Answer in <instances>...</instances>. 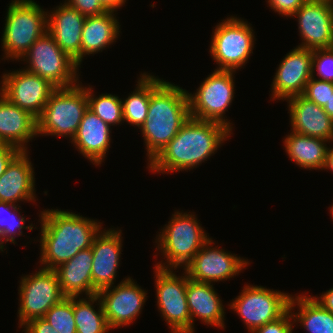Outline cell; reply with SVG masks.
Returning <instances> with one entry per match:
<instances>
[{"label":"cell","mask_w":333,"mask_h":333,"mask_svg":"<svg viewBox=\"0 0 333 333\" xmlns=\"http://www.w3.org/2000/svg\"><path fill=\"white\" fill-rule=\"evenodd\" d=\"M231 134L233 133L220 123L190 116L176 136L146 168L155 174L197 168V165L215 154Z\"/></svg>","instance_id":"1"},{"label":"cell","mask_w":333,"mask_h":333,"mask_svg":"<svg viewBox=\"0 0 333 333\" xmlns=\"http://www.w3.org/2000/svg\"><path fill=\"white\" fill-rule=\"evenodd\" d=\"M41 223L40 264L54 270L79 251L92 247L102 223L74 212L45 209L39 214Z\"/></svg>","instance_id":"2"},{"label":"cell","mask_w":333,"mask_h":333,"mask_svg":"<svg viewBox=\"0 0 333 333\" xmlns=\"http://www.w3.org/2000/svg\"><path fill=\"white\" fill-rule=\"evenodd\" d=\"M188 91L150 74V103L140 127L149 164L190 118Z\"/></svg>","instance_id":"3"},{"label":"cell","mask_w":333,"mask_h":333,"mask_svg":"<svg viewBox=\"0 0 333 333\" xmlns=\"http://www.w3.org/2000/svg\"><path fill=\"white\" fill-rule=\"evenodd\" d=\"M209 239L196 215L175 211L156 237V251L162 253L166 262L161 260L155 266L174 270L182 267L184 270Z\"/></svg>","instance_id":"4"},{"label":"cell","mask_w":333,"mask_h":333,"mask_svg":"<svg viewBox=\"0 0 333 333\" xmlns=\"http://www.w3.org/2000/svg\"><path fill=\"white\" fill-rule=\"evenodd\" d=\"M1 39L4 58L19 60L47 32V12L34 0H12Z\"/></svg>","instance_id":"5"},{"label":"cell","mask_w":333,"mask_h":333,"mask_svg":"<svg viewBox=\"0 0 333 333\" xmlns=\"http://www.w3.org/2000/svg\"><path fill=\"white\" fill-rule=\"evenodd\" d=\"M87 109V87L78 83L68 88H56L37 118L38 137L64 136L72 140Z\"/></svg>","instance_id":"6"},{"label":"cell","mask_w":333,"mask_h":333,"mask_svg":"<svg viewBox=\"0 0 333 333\" xmlns=\"http://www.w3.org/2000/svg\"><path fill=\"white\" fill-rule=\"evenodd\" d=\"M23 59V60H22ZM28 64L26 71L39 75L55 88H68L79 83V66L46 32L21 57Z\"/></svg>","instance_id":"7"},{"label":"cell","mask_w":333,"mask_h":333,"mask_svg":"<svg viewBox=\"0 0 333 333\" xmlns=\"http://www.w3.org/2000/svg\"><path fill=\"white\" fill-rule=\"evenodd\" d=\"M221 21L214 27L209 52L218 64L217 70L236 71L243 68L253 53L254 30L239 17L231 16Z\"/></svg>","instance_id":"8"},{"label":"cell","mask_w":333,"mask_h":333,"mask_svg":"<svg viewBox=\"0 0 333 333\" xmlns=\"http://www.w3.org/2000/svg\"><path fill=\"white\" fill-rule=\"evenodd\" d=\"M231 70H217L201 82L195 93L188 94L190 116L224 125L232 132V123L225 119L234 100V73Z\"/></svg>","instance_id":"9"},{"label":"cell","mask_w":333,"mask_h":333,"mask_svg":"<svg viewBox=\"0 0 333 333\" xmlns=\"http://www.w3.org/2000/svg\"><path fill=\"white\" fill-rule=\"evenodd\" d=\"M291 296L260 285L247 284L228 305L240 316L250 333L282 317L289 310Z\"/></svg>","instance_id":"10"},{"label":"cell","mask_w":333,"mask_h":333,"mask_svg":"<svg viewBox=\"0 0 333 333\" xmlns=\"http://www.w3.org/2000/svg\"><path fill=\"white\" fill-rule=\"evenodd\" d=\"M154 268L155 295L161 317L167 322L171 333H191V316L186 297L189 279L187 272L184 270L182 276H177L174 269Z\"/></svg>","instance_id":"11"},{"label":"cell","mask_w":333,"mask_h":333,"mask_svg":"<svg viewBox=\"0 0 333 333\" xmlns=\"http://www.w3.org/2000/svg\"><path fill=\"white\" fill-rule=\"evenodd\" d=\"M37 271L22 276L19 283V328L32 319L44 317L65 297L54 270L39 268Z\"/></svg>","instance_id":"12"},{"label":"cell","mask_w":333,"mask_h":333,"mask_svg":"<svg viewBox=\"0 0 333 333\" xmlns=\"http://www.w3.org/2000/svg\"><path fill=\"white\" fill-rule=\"evenodd\" d=\"M0 93L20 109L38 118L56 89L47 80L25 69L6 72L1 77Z\"/></svg>","instance_id":"13"},{"label":"cell","mask_w":333,"mask_h":333,"mask_svg":"<svg viewBox=\"0 0 333 333\" xmlns=\"http://www.w3.org/2000/svg\"><path fill=\"white\" fill-rule=\"evenodd\" d=\"M105 318L112 329L130 325L141 314L147 300V291L131 277L123 279L117 286H110L97 292Z\"/></svg>","instance_id":"14"},{"label":"cell","mask_w":333,"mask_h":333,"mask_svg":"<svg viewBox=\"0 0 333 333\" xmlns=\"http://www.w3.org/2000/svg\"><path fill=\"white\" fill-rule=\"evenodd\" d=\"M214 243L211 237L185 267L190 279L204 283L225 281L239 275L249 265L248 260L219 246L213 247Z\"/></svg>","instance_id":"15"},{"label":"cell","mask_w":333,"mask_h":333,"mask_svg":"<svg viewBox=\"0 0 333 333\" xmlns=\"http://www.w3.org/2000/svg\"><path fill=\"white\" fill-rule=\"evenodd\" d=\"M291 17L298 19L303 41L297 47L310 50L333 47L332 1L307 0Z\"/></svg>","instance_id":"16"},{"label":"cell","mask_w":333,"mask_h":333,"mask_svg":"<svg viewBox=\"0 0 333 333\" xmlns=\"http://www.w3.org/2000/svg\"><path fill=\"white\" fill-rule=\"evenodd\" d=\"M313 50L295 47L280 62L271 84V98L287 100L302 95L312 77Z\"/></svg>","instance_id":"17"},{"label":"cell","mask_w":333,"mask_h":333,"mask_svg":"<svg viewBox=\"0 0 333 333\" xmlns=\"http://www.w3.org/2000/svg\"><path fill=\"white\" fill-rule=\"evenodd\" d=\"M122 230L101 229L92 243V295L114 286L122 251ZM115 280V281H114Z\"/></svg>","instance_id":"18"},{"label":"cell","mask_w":333,"mask_h":333,"mask_svg":"<svg viewBox=\"0 0 333 333\" xmlns=\"http://www.w3.org/2000/svg\"><path fill=\"white\" fill-rule=\"evenodd\" d=\"M86 16L66 2L47 11V32L57 45L79 66L81 63V37Z\"/></svg>","instance_id":"19"},{"label":"cell","mask_w":333,"mask_h":333,"mask_svg":"<svg viewBox=\"0 0 333 333\" xmlns=\"http://www.w3.org/2000/svg\"><path fill=\"white\" fill-rule=\"evenodd\" d=\"M28 152L20 151L0 176V202L16 205L36 201L35 172Z\"/></svg>","instance_id":"20"},{"label":"cell","mask_w":333,"mask_h":333,"mask_svg":"<svg viewBox=\"0 0 333 333\" xmlns=\"http://www.w3.org/2000/svg\"><path fill=\"white\" fill-rule=\"evenodd\" d=\"M286 102L291 119V130L294 133L333 141V119L323 107L302 95L291 97Z\"/></svg>","instance_id":"21"},{"label":"cell","mask_w":333,"mask_h":333,"mask_svg":"<svg viewBox=\"0 0 333 333\" xmlns=\"http://www.w3.org/2000/svg\"><path fill=\"white\" fill-rule=\"evenodd\" d=\"M111 129L110 125L88 108L71 143L93 165L100 166L110 147Z\"/></svg>","instance_id":"22"},{"label":"cell","mask_w":333,"mask_h":333,"mask_svg":"<svg viewBox=\"0 0 333 333\" xmlns=\"http://www.w3.org/2000/svg\"><path fill=\"white\" fill-rule=\"evenodd\" d=\"M36 136L37 118L0 93V143L27 151V143Z\"/></svg>","instance_id":"23"},{"label":"cell","mask_w":333,"mask_h":333,"mask_svg":"<svg viewBox=\"0 0 333 333\" xmlns=\"http://www.w3.org/2000/svg\"><path fill=\"white\" fill-rule=\"evenodd\" d=\"M186 297L191 316V333H195V318L207 326L225 329V308L212 283L197 282L189 278Z\"/></svg>","instance_id":"24"},{"label":"cell","mask_w":333,"mask_h":333,"mask_svg":"<svg viewBox=\"0 0 333 333\" xmlns=\"http://www.w3.org/2000/svg\"><path fill=\"white\" fill-rule=\"evenodd\" d=\"M91 247L79 251L74 257L54 269L65 297L92 296Z\"/></svg>","instance_id":"25"},{"label":"cell","mask_w":333,"mask_h":333,"mask_svg":"<svg viewBox=\"0 0 333 333\" xmlns=\"http://www.w3.org/2000/svg\"><path fill=\"white\" fill-rule=\"evenodd\" d=\"M115 11H107L98 16H87L81 37V62L83 57L102 52L114 44L120 35V23Z\"/></svg>","instance_id":"26"},{"label":"cell","mask_w":333,"mask_h":333,"mask_svg":"<svg viewBox=\"0 0 333 333\" xmlns=\"http://www.w3.org/2000/svg\"><path fill=\"white\" fill-rule=\"evenodd\" d=\"M327 140L301 135L293 131L284 138V148L291 161L301 169L323 170L327 156Z\"/></svg>","instance_id":"27"},{"label":"cell","mask_w":333,"mask_h":333,"mask_svg":"<svg viewBox=\"0 0 333 333\" xmlns=\"http://www.w3.org/2000/svg\"><path fill=\"white\" fill-rule=\"evenodd\" d=\"M296 305L298 312L295 313ZM289 310L294 323H300L307 333H333V314L316 302L312 295L304 292L291 296Z\"/></svg>","instance_id":"28"},{"label":"cell","mask_w":333,"mask_h":333,"mask_svg":"<svg viewBox=\"0 0 333 333\" xmlns=\"http://www.w3.org/2000/svg\"><path fill=\"white\" fill-rule=\"evenodd\" d=\"M80 297H73V313L77 333H109L112 329L105 318L99 296L95 294L81 299ZM94 304L99 305L97 312L94 309Z\"/></svg>","instance_id":"29"},{"label":"cell","mask_w":333,"mask_h":333,"mask_svg":"<svg viewBox=\"0 0 333 333\" xmlns=\"http://www.w3.org/2000/svg\"><path fill=\"white\" fill-rule=\"evenodd\" d=\"M136 86V89L121 102L123 121L140 129L146 120L150 103V74L142 73Z\"/></svg>","instance_id":"30"},{"label":"cell","mask_w":333,"mask_h":333,"mask_svg":"<svg viewBox=\"0 0 333 333\" xmlns=\"http://www.w3.org/2000/svg\"><path fill=\"white\" fill-rule=\"evenodd\" d=\"M92 89L90 85L87 87L88 108L110 126L124 123L122 99L110 93H104L98 97Z\"/></svg>","instance_id":"31"},{"label":"cell","mask_w":333,"mask_h":333,"mask_svg":"<svg viewBox=\"0 0 333 333\" xmlns=\"http://www.w3.org/2000/svg\"><path fill=\"white\" fill-rule=\"evenodd\" d=\"M0 202V251L4 252L5 243L11 242L16 244L15 238L16 236H23L22 229L32 230L34 225L32 223L29 226H25V217H23L21 212L19 211L21 206ZM12 211H11V210ZM19 212V213H18ZM6 213V214H5ZM6 216H3V215ZM17 214L19 217L17 219ZM18 220V221H17ZM16 230H18L16 232Z\"/></svg>","instance_id":"32"},{"label":"cell","mask_w":333,"mask_h":333,"mask_svg":"<svg viewBox=\"0 0 333 333\" xmlns=\"http://www.w3.org/2000/svg\"><path fill=\"white\" fill-rule=\"evenodd\" d=\"M59 333H77L73 313V297H64L43 317Z\"/></svg>","instance_id":"33"},{"label":"cell","mask_w":333,"mask_h":333,"mask_svg":"<svg viewBox=\"0 0 333 333\" xmlns=\"http://www.w3.org/2000/svg\"><path fill=\"white\" fill-rule=\"evenodd\" d=\"M332 93L333 82L317 79L315 73H312V77L306 83L302 96L320 107H324Z\"/></svg>","instance_id":"34"},{"label":"cell","mask_w":333,"mask_h":333,"mask_svg":"<svg viewBox=\"0 0 333 333\" xmlns=\"http://www.w3.org/2000/svg\"><path fill=\"white\" fill-rule=\"evenodd\" d=\"M315 69L317 79L333 82V47L313 50L312 73Z\"/></svg>","instance_id":"35"},{"label":"cell","mask_w":333,"mask_h":333,"mask_svg":"<svg viewBox=\"0 0 333 333\" xmlns=\"http://www.w3.org/2000/svg\"><path fill=\"white\" fill-rule=\"evenodd\" d=\"M291 311L288 310L282 317L271 323H267L253 331V333H292L294 325Z\"/></svg>","instance_id":"36"},{"label":"cell","mask_w":333,"mask_h":333,"mask_svg":"<svg viewBox=\"0 0 333 333\" xmlns=\"http://www.w3.org/2000/svg\"><path fill=\"white\" fill-rule=\"evenodd\" d=\"M65 2L86 17L102 15L108 11L99 0H65Z\"/></svg>","instance_id":"37"},{"label":"cell","mask_w":333,"mask_h":333,"mask_svg":"<svg viewBox=\"0 0 333 333\" xmlns=\"http://www.w3.org/2000/svg\"><path fill=\"white\" fill-rule=\"evenodd\" d=\"M307 0H267V4L282 17H291Z\"/></svg>","instance_id":"38"},{"label":"cell","mask_w":333,"mask_h":333,"mask_svg":"<svg viewBox=\"0 0 333 333\" xmlns=\"http://www.w3.org/2000/svg\"><path fill=\"white\" fill-rule=\"evenodd\" d=\"M20 328H24L25 333H59L43 317L32 319Z\"/></svg>","instance_id":"39"},{"label":"cell","mask_w":333,"mask_h":333,"mask_svg":"<svg viewBox=\"0 0 333 333\" xmlns=\"http://www.w3.org/2000/svg\"><path fill=\"white\" fill-rule=\"evenodd\" d=\"M20 152L12 145L0 143V176L5 172L7 165Z\"/></svg>","instance_id":"40"},{"label":"cell","mask_w":333,"mask_h":333,"mask_svg":"<svg viewBox=\"0 0 333 333\" xmlns=\"http://www.w3.org/2000/svg\"><path fill=\"white\" fill-rule=\"evenodd\" d=\"M323 308L333 314V288L327 290L321 296H312Z\"/></svg>","instance_id":"41"},{"label":"cell","mask_w":333,"mask_h":333,"mask_svg":"<svg viewBox=\"0 0 333 333\" xmlns=\"http://www.w3.org/2000/svg\"><path fill=\"white\" fill-rule=\"evenodd\" d=\"M108 11H115L122 7L126 0H99Z\"/></svg>","instance_id":"42"},{"label":"cell","mask_w":333,"mask_h":333,"mask_svg":"<svg viewBox=\"0 0 333 333\" xmlns=\"http://www.w3.org/2000/svg\"><path fill=\"white\" fill-rule=\"evenodd\" d=\"M325 169H330L333 172V146L328 147L324 170Z\"/></svg>","instance_id":"43"},{"label":"cell","mask_w":333,"mask_h":333,"mask_svg":"<svg viewBox=\"0 0 333 333\" xmlns=\"http://www.w3.org/2000/svg\"><path fill=\"white\" fill-rule=\"evenodd\" d=\"M323 108L324 111L333 119V93Z\"/></svg>","instance_id":"44"},{"label":"cell","mask_w":333,"mask_h":333,"mask_svg":"<svg viewBox=\"0 0 333 333\" xmlns=\"http://www.w3.org/2000/svg\"><path fill=\"white\" fill-rule=\"evenodd\" d=\"M330 214H331V217H332V220H333V204L331 205V207H330Z\"/></svg>","instance_id":"45"}]
</instances>
